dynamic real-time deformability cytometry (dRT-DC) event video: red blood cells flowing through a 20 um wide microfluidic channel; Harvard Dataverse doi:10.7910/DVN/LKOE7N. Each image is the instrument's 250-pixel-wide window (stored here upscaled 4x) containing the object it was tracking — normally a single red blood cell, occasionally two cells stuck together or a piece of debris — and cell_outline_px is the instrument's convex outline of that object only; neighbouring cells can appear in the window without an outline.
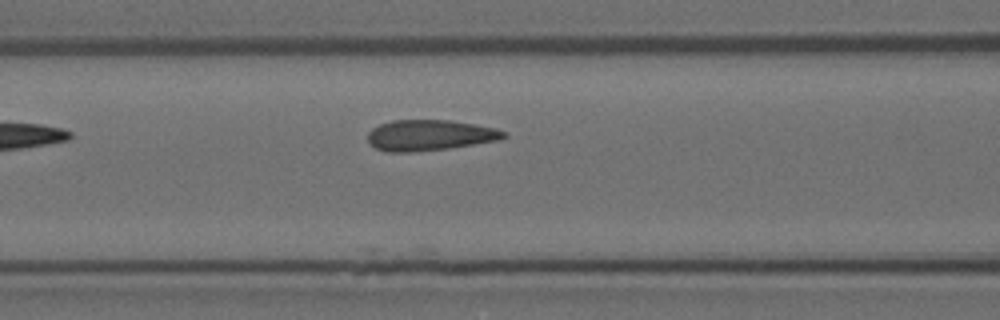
{"species": "Egyptian fruit bat (a non-hibernating species)", "species_latin": "Rousettus aegyptiacus", "temperature_condition": "room temperature", "stored_images_in_passage": 4, "camera_frame_rate_fps": 3000, "um_per_image_px": 0.085, "animal": {"sex": "female"}, "frame": {"image": 1, "passage_image": 4, "time_ms": 1.0, "image_size_px": [1000, 320], "cell_outline_px": [[508, 136], [500, 140], [448, 148], [412, 152], [388, 152], [376, 148], [368, 144], [368, 132], [372, 128], [380, 124], [392, 120], [448, 120], [496, 128], [508, 132]], "centroid_in_image_um": [36.52, 11.49], "position_along_channel_um": 130.1, "area_um2": 24.45}}